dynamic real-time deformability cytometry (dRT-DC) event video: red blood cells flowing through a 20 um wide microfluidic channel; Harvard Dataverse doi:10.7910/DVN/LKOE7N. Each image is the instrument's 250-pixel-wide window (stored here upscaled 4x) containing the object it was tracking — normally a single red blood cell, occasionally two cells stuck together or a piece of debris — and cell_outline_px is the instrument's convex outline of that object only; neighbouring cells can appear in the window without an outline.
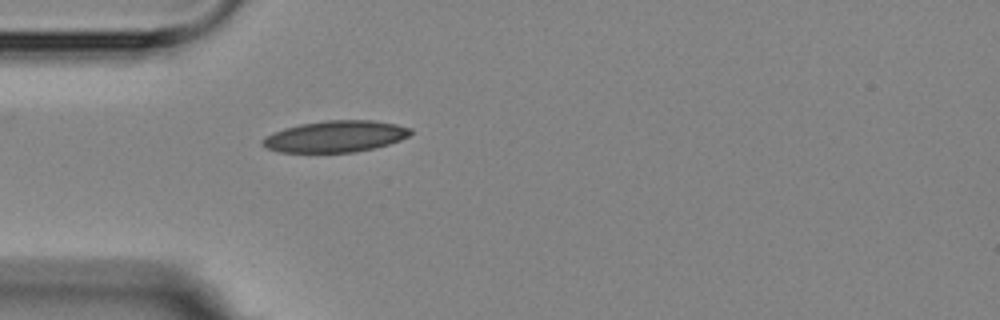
{"species": "Egyptian fruit bat (a non-hibernating species)", "species_latin": "Rousettus aegyptiacus", "temperature_condition": "room temperature", "stored_images_in_passage": 1, "camera_frame_rate_fps": 3000, "um_per_image_px": 0.085, "animal": {"sex": "female"}, "frame": {"image": 1, "passage_image": 1, "time_ms": 0.0, "image_size_px": [1000, 320], "cell_outline_px": [[412, 132], [408, 136], [400, 140], [388, 144], [356, 152], [276, 152], [260, 144], [260, 140], [264, 136], [272, 132], [284, 128], [300, 124], [324, 120], [372, 120], [396, 124], [412, 128]], "centroid_in_image_um": [28.46, 11.59], "position_along_channel_um": 56.5, "area_um2": 27.28}}